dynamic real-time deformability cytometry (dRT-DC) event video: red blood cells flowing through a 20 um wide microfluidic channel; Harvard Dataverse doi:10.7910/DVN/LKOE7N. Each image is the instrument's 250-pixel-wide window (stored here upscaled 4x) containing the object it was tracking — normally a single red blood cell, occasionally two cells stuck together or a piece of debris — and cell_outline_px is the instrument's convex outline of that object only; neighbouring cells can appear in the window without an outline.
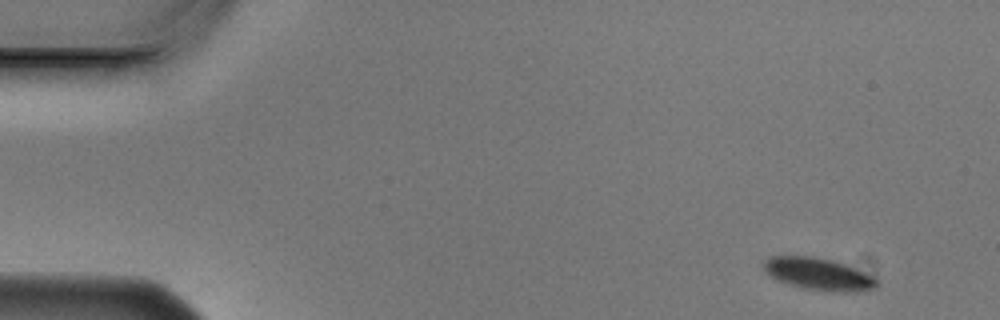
{"species": "Egyptian fruit bat (a non-hibernating species)", "species_latin": "Rousettus aegyptiacus", "temperature_condition": "cold", "stored_images_in_passage": 5, "camera_frame_rate_fps": 3000, "um_per_image_px": 0.085, "animal": {"sex": "male"}, "frame": {"image": 1, "passage_image": 1, "time_ms": 0.0, "image_size_px": [1000, 320], "cell_outline_px": [[880, 284], [876, 288], [856, 292], [832, 292], [804, 288], [776, 280], [764, 272], [760, 264], [764, 260], [772, 256], [812, 256], [844, 264], [872, 276], [880, 280]], "centroid_in_image_um": [69.54, 23.3], "position_along_channel_um": 15.5, "area_um2": 21.33}}
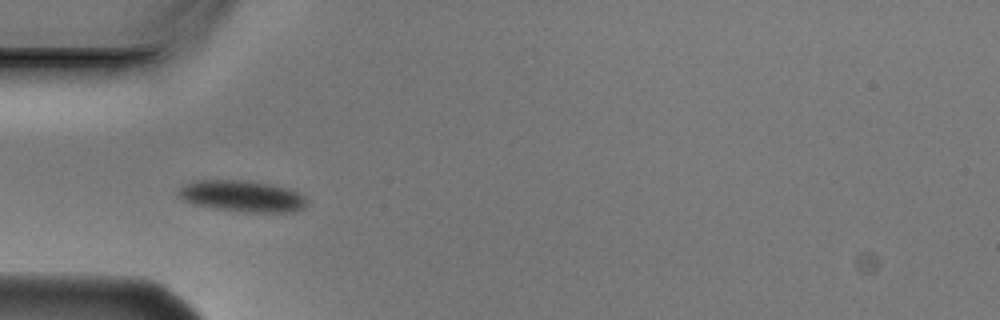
{"frame": {"image": 2, "passage_image": 4, "time_ms": 1.0, "image_size_px": [1000, 320], "cell_outline_px": [[308, 204], [304, 208], [292, 212], [248, 212], [212, 208], [196, 204], [184, 200], [176, 192], [184, 184], [192, 180], [244, 180], [272, 184], [288, 188], [304, 196], [308, 200]], "centroid_in_image_um": [20.6, 16.66], "position_along_channel_um": 64.4, "area_um2": 23.58}}
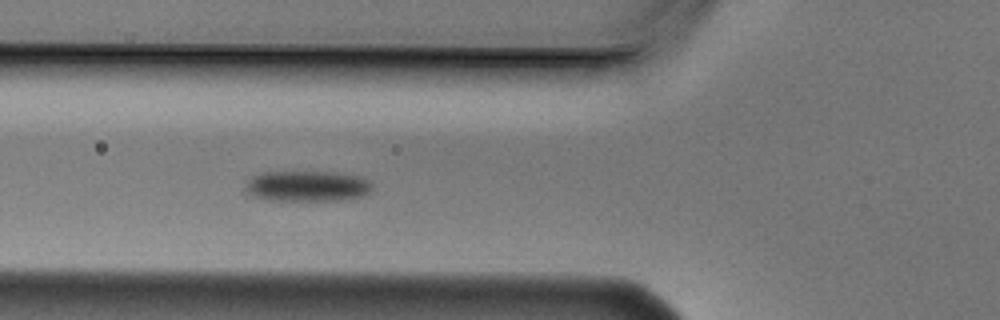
{"frame": {"image": 3, "passage_image": 5, "time_ms": 1.333, "image_size_px": [1000, 320], "cell_outline_px": [[372, 188], [364, 196], [340, 200], [272, 200], [256, 196], [248, 192], [244, 188], [244, 184], [252, 176], [264, 172], [336, 172], [360, 176], [368, 180], [372, 184]], "centroid_in_image_um": [26.13, 15.81], "position_along_channel_um": 99.7, "area_um2": 22.6}}